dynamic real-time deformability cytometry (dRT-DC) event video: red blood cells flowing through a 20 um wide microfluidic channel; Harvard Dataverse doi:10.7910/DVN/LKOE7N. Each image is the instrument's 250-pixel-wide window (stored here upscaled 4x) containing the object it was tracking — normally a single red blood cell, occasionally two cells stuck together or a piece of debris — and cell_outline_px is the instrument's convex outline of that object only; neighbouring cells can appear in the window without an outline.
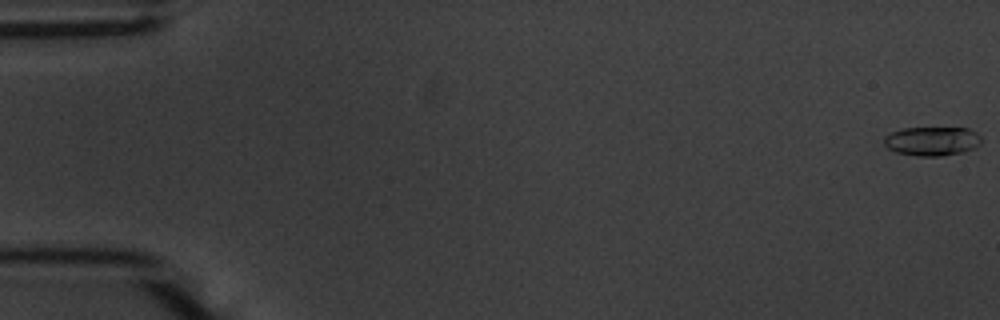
{"species": "common noctule bat (a hibernating species)", "species_latin": "Nyctalus noctula", "temperature_condition": "warm", "stored_images_in_passage": 56, "camera_frame_rate_fps": 3000, "um_per_image_px": 0.085, "animal": {"sex": "male", "body_mass_g": 20.1, "forearm_length_mm": 53.5}, "frame": {"image": 1, "passage_image": 1, "time_ms": 0.0, "image_size_px": [1000, 320], "cell_outline_px": [[980, 144], [976, 148], [964, 152], [944, 156], [916, 156], [896, 152], [888, 148], [884, 144], [884, 136], [892, 132], [904, 128], [968, 128], [976, 132], [980, 136]], "centroid_in_image_um": [79.24, 12.01], "position_along_channel_um": 5.8, "area_um2": 16.59}}
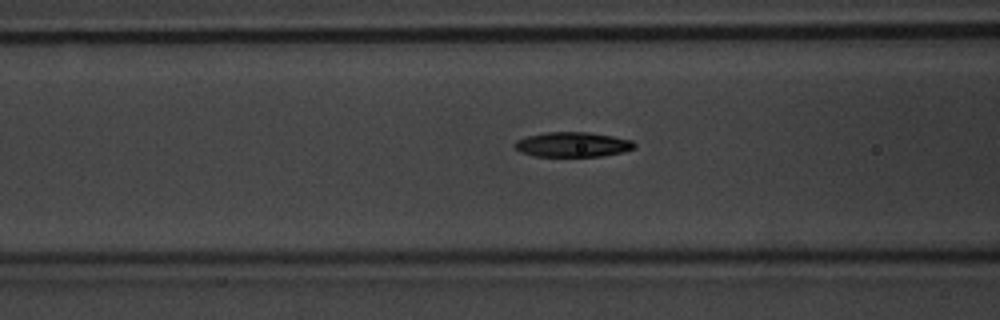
{"frame": {"image": 2, "passage_image": 23, "time_ms": 7.333, "image_size_px": [1000, 320], "cell_outline_px": [[636, 148], [624, 152], [604, 156], [536, 156], [520, 152], [512, 144], [516, 140], [524, 136], [544, 132], [588, 132], [612, 136], [632, 140], [636, 144]], "centroid_in_image_um": [48.67, 12.28], "position_along_channel_um": 117.9, "area_um2": 17.57}}
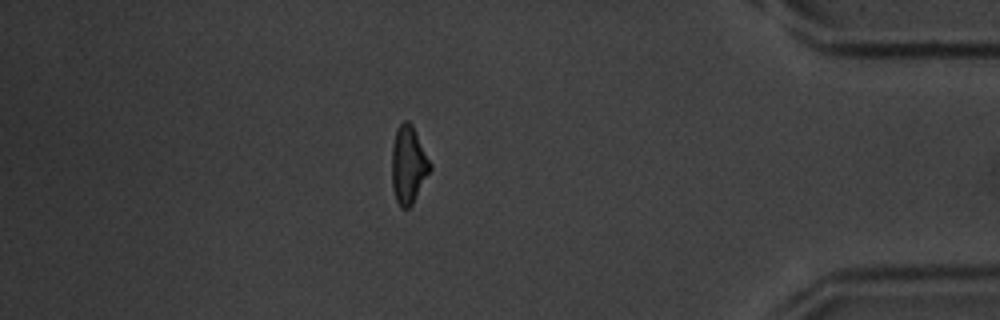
{"frame": {"image": 3, "passage_image": 49, "time_ms": 16.0, "image_size_px": [1000, 320], "cell_outline_px": [[432, 168], [412, 204], [408, 208], [400, 208], [396, 200], [392, 188], [392, 144], [396, 132], [400, 124], [404, 120], [408, 120], [412, 124], [432, 164]], "centroid_in_image_um": [34.72, 14.01], "position_along_channel_um": 400.5, "area_um2": 17.34}, "authors_computed_cell_mechanics": {"area_um2": 17.1088, "velocity_mm_per_s": 3.6729, "shape_relaxation_time_tau1_ms": 3.6414, "shape_relaxation_time_tau2_ms": 5.4177, "deformation_change_tau1": 0.1925, "deformation_change_tau2": 0.1372}}